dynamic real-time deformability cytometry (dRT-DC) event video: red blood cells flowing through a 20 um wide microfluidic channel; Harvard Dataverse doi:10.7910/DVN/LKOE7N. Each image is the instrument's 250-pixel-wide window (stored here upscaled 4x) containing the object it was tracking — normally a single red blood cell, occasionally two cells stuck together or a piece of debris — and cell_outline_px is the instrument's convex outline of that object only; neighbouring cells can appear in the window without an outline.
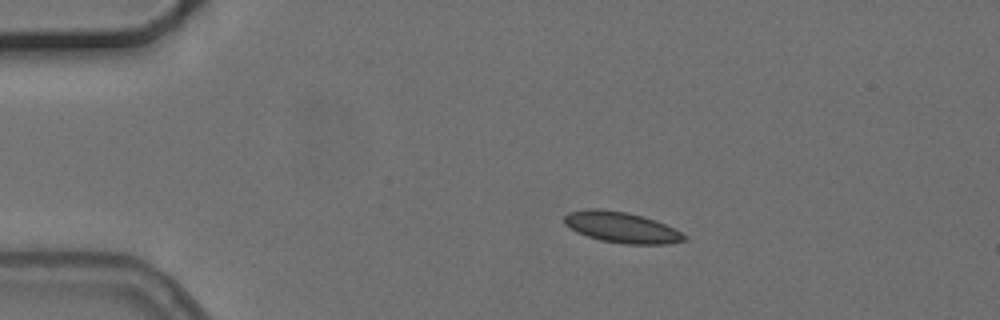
{"species": "common noctule bat (a hibernating species)", "species_latin": "Nyctalus noctula", "temperature_condition": "cold", "stored_images_in_passage": 3, "camera_frame_rate_fps": 3000, "um_per_image_px": 0.085, "animal": {"sex": "female", "body_mass_g": 24.6, "forearm_length_mm": 56.2}, "frame": {"image": 1, "passage_image": 2, "time_ms": 2.333, "image_size_px": [1000, 320], "cell_outline_px": [[688, 240], [668, 244], [624, 244], [600, 240], [576, 232], [564, 224], [564, 216], [568, 212], [588, 208], [600, 208], [628, 212], [644, 216], [656, 220], [688, 236]], "centroid_in_image_um": [52.82, 19.32], "position_along_channel_um": 32.2, "area_um2": 21.79}}